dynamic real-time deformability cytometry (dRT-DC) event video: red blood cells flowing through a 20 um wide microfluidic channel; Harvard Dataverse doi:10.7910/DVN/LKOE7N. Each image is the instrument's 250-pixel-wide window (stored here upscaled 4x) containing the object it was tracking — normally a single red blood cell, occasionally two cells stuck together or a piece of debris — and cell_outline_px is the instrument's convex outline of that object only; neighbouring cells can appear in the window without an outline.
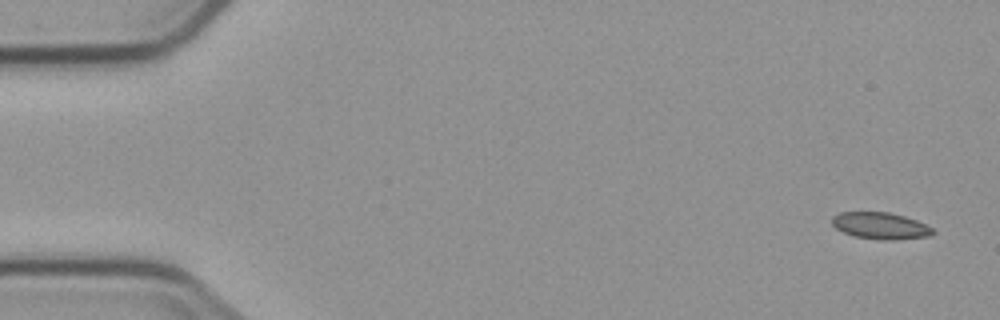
{"species": "common noctule bat (a hibernating species)", "species_latin": "Nyctalus noctula", "temperature_condition": "cold", "stored_images_in_passage": 3, "camera_frame_rate_fps": 3000, "um_per_image_px": 0.085, "animal": {"sex": "male", "body_mass_g": 23.1, "forearm_length_mm": 52.7}, "frame": {"image": 1, "passage_image": 1, "time_ms": 0.0, "image_size_px": [1000, 320], "cell_outline_px": [[936, 232], [932, 236], [896, 240], [880, 240], [852, 236], [836, 228], [832, 224], [832, 216], [840, 212], [888, 212], [904, 216], [916, 220], [932, 228]], "centroid_in_image_um": [74.85, 19.2], "position_along_channel_um": 10.2, "area_um2": 15.84}}